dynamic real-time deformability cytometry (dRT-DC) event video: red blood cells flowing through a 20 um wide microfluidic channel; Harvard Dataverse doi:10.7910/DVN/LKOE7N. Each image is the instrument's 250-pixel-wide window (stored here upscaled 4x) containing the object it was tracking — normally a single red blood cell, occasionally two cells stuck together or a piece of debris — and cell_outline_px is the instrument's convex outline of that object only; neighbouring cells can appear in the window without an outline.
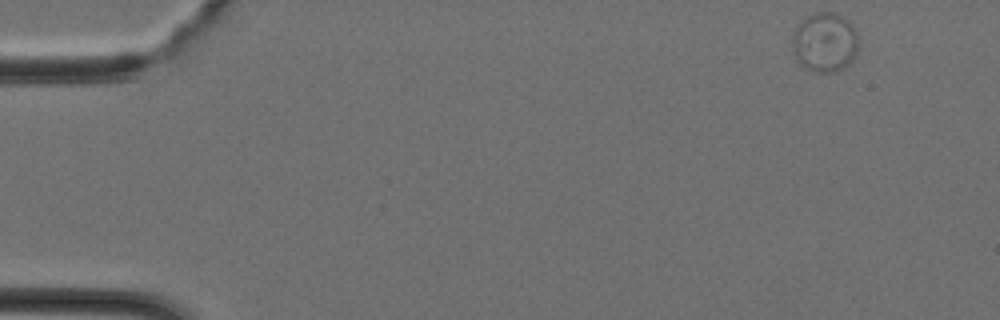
{"species": "Egyptian fruit bat (a non-hibernating species)", "species_latin": "Rousettus aegyptiacus", "temperature_condition": "cold", "stored_images_in_passage": 38, "camera_frame_rate_fps": 3000, "um_per_image_px": 0.085, "animal": {"sex": "female"}, "frame": {"image": 1, "passage_image": 1, "time_ms": 0.0, "image_size_px": [1000, 320], "cell_outline_px": [[856, 52], [852, 60], [844, 68], [836, 72], [816, 72], [800, 64], [796, 60], [792, 52], [792, 36], [796, 28], [808, 16], [816, 12], [832, 12], [848, 20], [852, 24], [856, 32]], "centroid_in_image_um": [70.08, 3.61], "position_along_channel_um": 14.9, "area_um2": 22.72}}
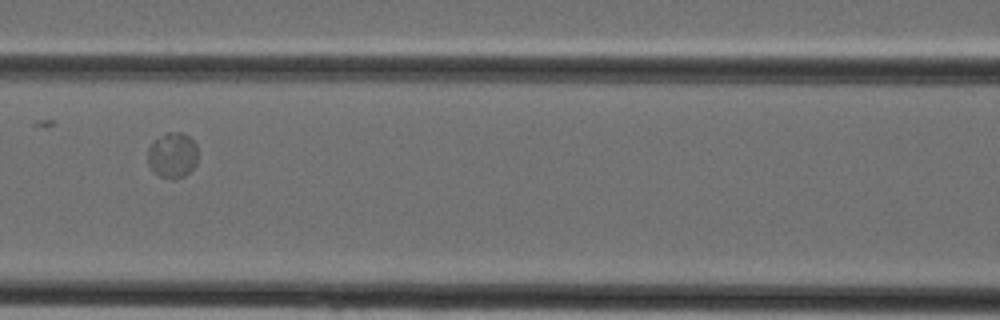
{"frame": {"image": 2, "passage_image": 16, "time_ms": 5.0, "image_size_px": [1000, 320], "cell_outline_px": [[196, 164], [184, 176], [172, 180], [160, 176], [152, 172], [148, 164], [148, 148], [152, 140], [168, 132], [180, 132], [188, 136], [196, 144]], "centroid_in_image_um": [14.62, 13.2], "position_along_channel_um": 152.0, "area_um2": 13.35}}
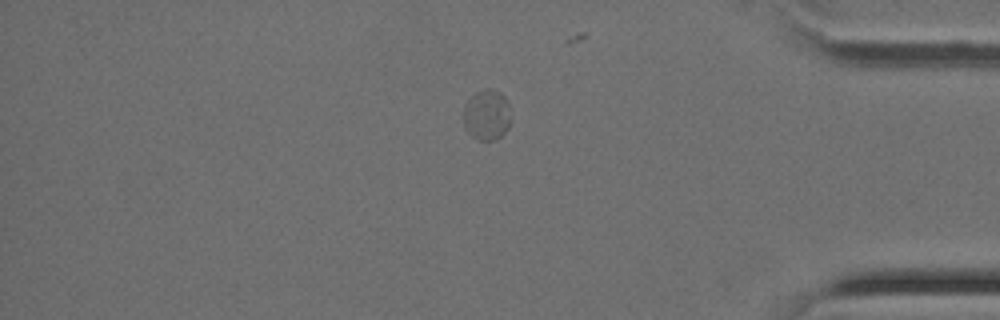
{"frame": {"image": 3, "passage_image": 32, "time_ms": 10.333, "image_size_px": [1000, 320], "cell_outline_px": [[512, 120], [508, 128], [496, 140], [480, 140], [472, 136], [468, 132], [464, 124], [464, 104], [476, 92], [484, 88], [488, 88], [500, 92], [508, 100]], "centroid_in_image_um": [41.41, 9.75], "position_along_channel_um": 393.8, "area_um2": 14.16}}